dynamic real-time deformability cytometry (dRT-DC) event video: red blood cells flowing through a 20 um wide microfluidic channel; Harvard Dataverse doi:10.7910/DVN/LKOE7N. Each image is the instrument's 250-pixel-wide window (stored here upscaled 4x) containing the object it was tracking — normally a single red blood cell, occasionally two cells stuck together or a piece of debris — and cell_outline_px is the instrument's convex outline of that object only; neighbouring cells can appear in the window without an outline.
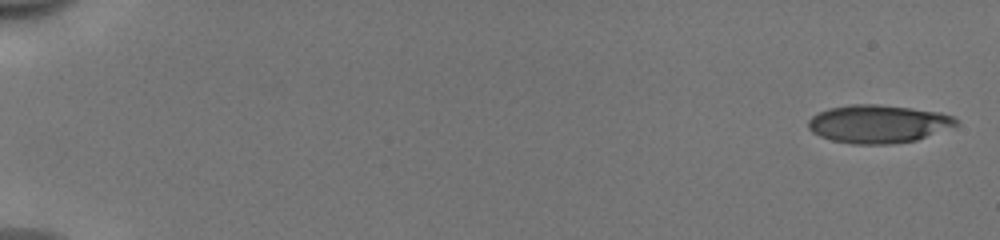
{"species": "human", "species_latin": "Homo sapiens", "temperature_condition": "cold", "stored_images_in_passage": 34, "camera_frame_rate_fps": 3000, "um_per_image_px": 0.085, "donor": {"sex": "male"}, "frame": {"image": 1, "passage_image": 1, "time_ms": 0.0, "image_size_px": [1000, 240], "cell_outline_px": [[960, 124], [916, 140], [892, 144], [852, 144], [832, 140], [820, 136], [812, 132], [808, 128], [808, 120], [812, 116], [828, 108], [852, 104], [876, 104], [912, 108], [940, 112], [956, 116]], "centroid_in_image_um": [74.67, 10.53], "position_along_channel_um": 10.3, "area_um2": 32.95}}
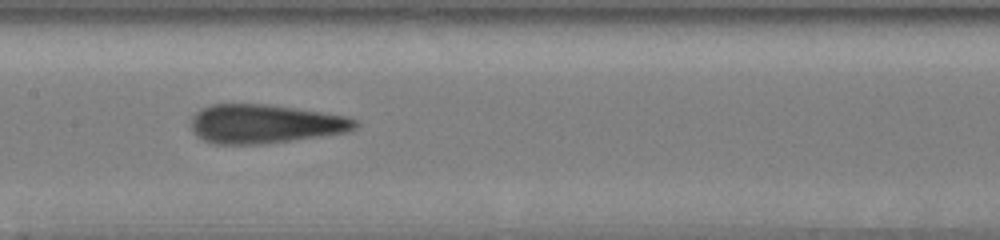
{"frame": {"image": 2, "passage_image": 20, "time_ms": 6.333, "image_size_px": [1000, 240], "cell_outline_px": [[360, 124], [352, 132], [260, 144], [212, 144], [196, 136], [192, 132], [192, 116], [200, 108], [212, 104], [268, 104], [348, 116], [360, 120]], "centroid_in_image_um": [22.56, 10.53], "position_along_channel_um": 184.8, "area_um2": 37.57}}
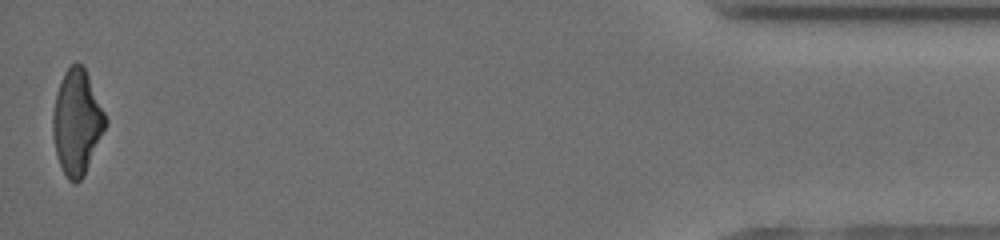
{"frame": {"image": 3, "passage_image": 34, "time_ms": 11.0, "image_size_px": [1000, 240], "cell_outline_px": [[108, 124], [84, 176], [76, 184], [68, 180], [60, 164], [56, 152], [52, 136], [52, 116], [56, 92], [64, 72], [76, 60], [84, 68], [88, 76], [108, 120]], "centroid_in_image_um": [6.54, 10.4], "position_along_channel_um": 428.7, "area_um2": 32.19}, "authors_computed_cell_mechanics": {"area_um2": 35.6915, "velocity_mm_per_s": 4.045, "shape_relaxation_time_tau1_ms": null, "shape_relaxation_time_tau2_ms": 1.4125, "deformation_change_tau1": null, "deformation_change_tau2": 0.1156}}